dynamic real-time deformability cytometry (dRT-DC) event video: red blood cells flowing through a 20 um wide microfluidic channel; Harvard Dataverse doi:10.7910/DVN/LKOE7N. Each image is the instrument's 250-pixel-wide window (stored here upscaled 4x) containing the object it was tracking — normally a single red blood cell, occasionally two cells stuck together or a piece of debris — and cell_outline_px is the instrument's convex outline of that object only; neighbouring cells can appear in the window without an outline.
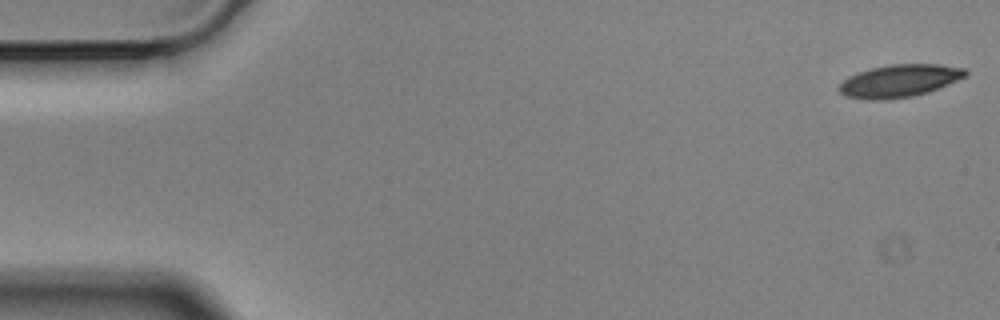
{"species": "Egyptian fruit bat (a non-hibernating species)", "species_latin": "Rousettus aegyptiacus", "temperature_condition": "cold", "stored_images_in_passage": 56, "camera_frame_rate_fps": 3000, "um_per_image_px": 0.085, "animal": {"sex": "male"}, "frame": {"image": 1, "passage_image": 1, "time_ms": 0.0, "image_size_px": [1000, 320], "cell_outline_px": [[968, 76], [928, 92], [912, 96], [888, 100], [864, 100], [844, 96], [836, 88], [848, 76], [872, 68], [888, 64], [940, 64], [964, 68], [968, 72]], "centroid_in_image_um": [76.44, 6.88], "position_along_channel_um": 8.6, "area_um2": 24.22}}
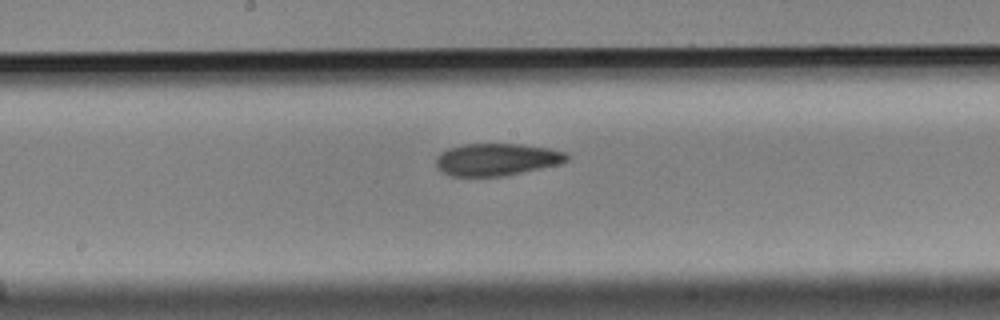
{"frame": {"image": 2, "passage_image": 29, "time_ms": 9.333, "image_size_px": [1000, 320], "cell_outline_px": [[568, 160], [560, 164], [504, 176], [452, 176], [436, 168], [436, 156], [440, 152], [448, 148], [464, 144], [520, 144], [548, 148], [568, 152]], "centroid_in_image_um": [42.22, 13.55], "position_along_channel_um": 206.0, "area_um2": 24.68}}
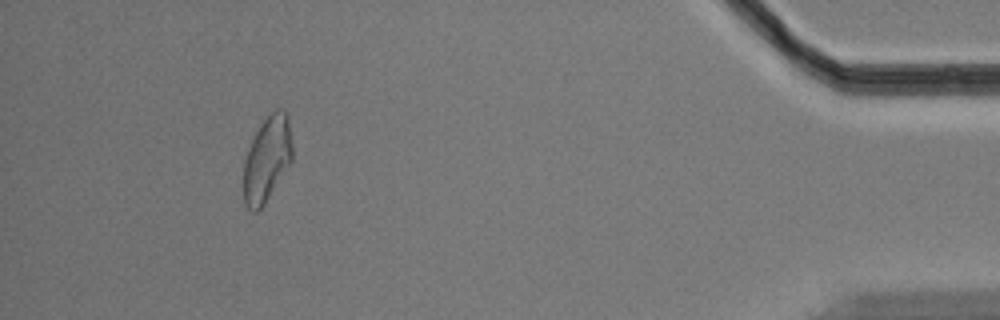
{"frame": {"image": 3, "passage_image": 52, "time_ms": 17.0, "image_size_px": [1000, 320], "cell_outline_px": [[292, 160], [264, 204], [256, 212], [252, 212], [244, 204], [244, 160], [252, 140], [260, 124], [276, 108], [284, 108], [288, 116], [292, 144]], "centroid_in_image_um": [22.7, 13.5], "position_along_channel_um": 412.5, "area_um2": 24.04}, "authors_computed_cell_mechanics": {"area_um2": 24.565, "velocity_mm_per_s": 3.5185, "shape_relaxation_time_tau1_ms": 5.9876, "shape_relaxation_time_tau2_ms": 5.9964, "deformation_change_tau1": 0.1622, "deformation_change_tau2": 0.1401}}